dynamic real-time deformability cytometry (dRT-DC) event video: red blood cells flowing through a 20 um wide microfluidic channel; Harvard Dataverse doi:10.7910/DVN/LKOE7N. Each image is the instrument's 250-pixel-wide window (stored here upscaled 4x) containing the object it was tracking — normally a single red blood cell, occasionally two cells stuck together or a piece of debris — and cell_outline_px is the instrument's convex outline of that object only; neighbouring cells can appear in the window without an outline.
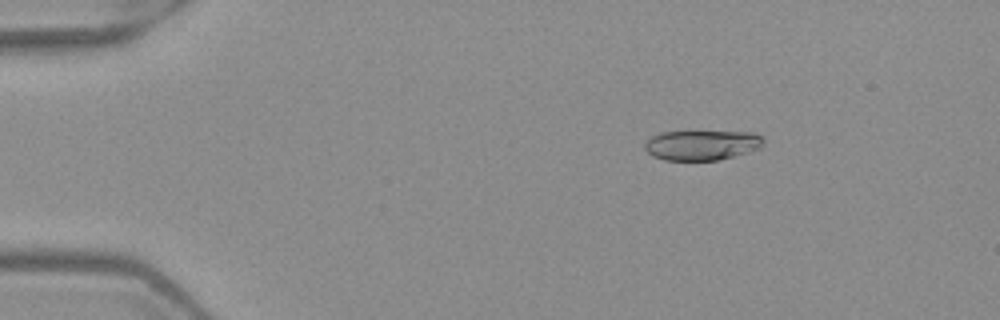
{"species": "Egyptian fruit bat (a non-hibernating species)", "species_latin": "Rousettus aegyptiacus", "temperature_condition": "warm", "stored_images_in_passage": 4, "camera_frame_rate_fps": 3000, "um_per_image_px": 0.085, "frame": {"image": 1, "passage_image": 2, "time_ms": 0.333, "image_size_px": [1000, 320], "cell_outline_px": [[764, 144], [760, 148], [748, 152], [716, 160], [664, 160], [652, 156], [644, 148], [644, 144], [652, 136], [660, 132], [756, 132], [764, 136]], "centroid_in_image_um": [59.68, 12.33], "position_along_channel_um": 25.3, "area_um2": 20.75}}
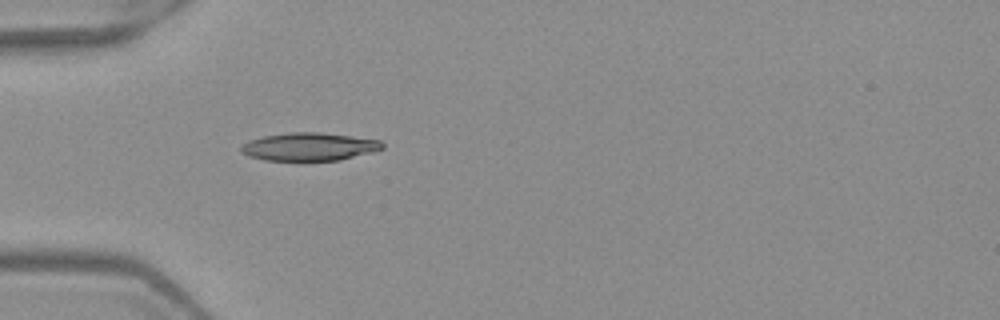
{"frame": {"image": 2, "passage_image": 4, "time_ms": 1.0, "image_size_px": [1000, 320], "cell_outline_px": [[384, 148], [372, 152], [340, 160], [264, 160], [248, 156], [240, 152], [240, 148], [248, 140], [264, 136], [292, 132], [320, 132], [380, 140], [384, 144]], "centroid_in_image_um": [26.27, 12.47], "position_along_channel_um": 58.7, "area_um2": 22.95}}